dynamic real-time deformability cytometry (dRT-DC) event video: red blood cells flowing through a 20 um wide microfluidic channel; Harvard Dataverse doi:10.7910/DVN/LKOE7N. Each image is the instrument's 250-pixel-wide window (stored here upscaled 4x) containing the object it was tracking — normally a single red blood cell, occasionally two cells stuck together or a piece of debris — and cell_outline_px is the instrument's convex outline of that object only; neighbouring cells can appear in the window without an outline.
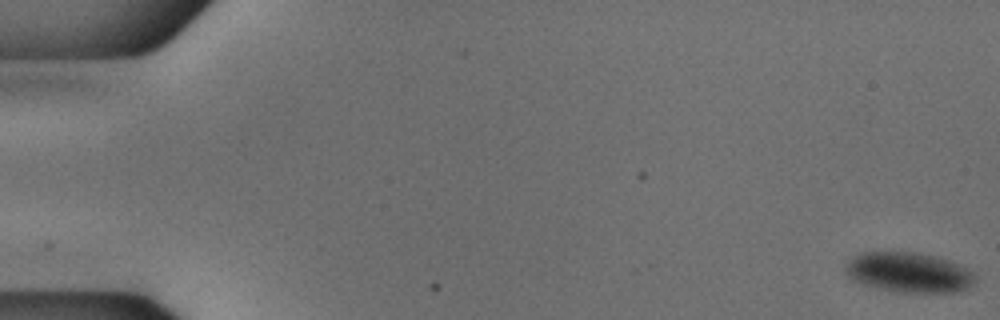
{"species": "common noctule bat (a hibernating species)", "species_latin": "Nyctalus noctula", "temperature_condition": "cold", "stored_images_in_passage": 55, "camera_frame_rate_fps": 3000, "um_per_image_px": 0.085, "animal": {"sex": "male", "body_mass_g": 18.8}, "frame": {"image": 1, "passage_image": 1, "time_ms": 0.0, "image_size_px": [1000, 320], "cell_outline_px": [[976, 280], [952, 292], [904, 292], [864, 284], [852, 280], [844, 272], [844, 264], [848, 260], [860, 252], [912, 252], [932, 256], [948, 260], [968, 268], [972, 272]], "centroid_in_image_um": [77.16, 23.13], "position_along_channel_um": 7.8, "area_um2": 29.59}}
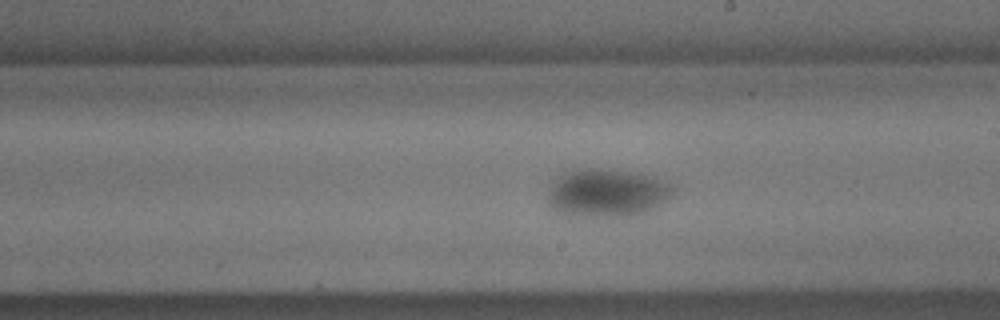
{"frame": {"image": 2, "passage_image": 32, "time_ms": 10.333, "image_size_px": [1000, 320], "cell_outline_px": [[676, 188], [672, 196], [652, 208], [644, 212], [632, 216], [600, 216], [556, 212], [548, 204], [548, 192], [552, 180], [564, 172], [572, 168], [592, 168], [628, 172], [652, 176], [664, 180]], "centroid_in_image_um": [51.56, 16.37], "position_along_channel_um": 237.4, "area_um2": 34.91}}
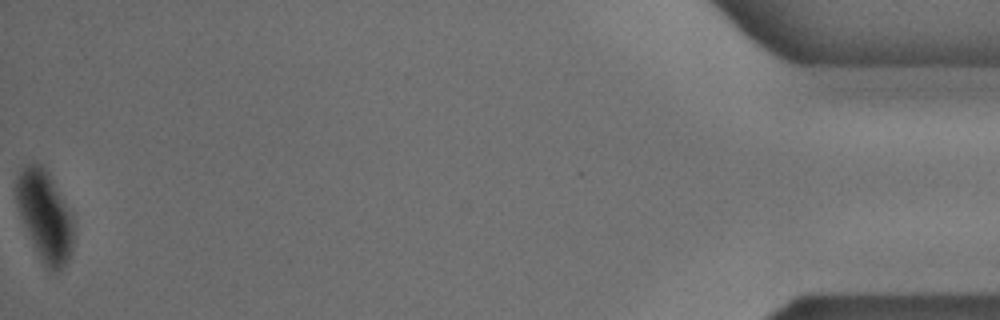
{"frame": {"image": 3, "passage_image": 55, "time_ms": 18.0, "image_size_px": [1000, 320], "cell_outline_px": [[72, 248], [68, 260], [64, 268], [56, 272], [52, 272], [40, 260], [20, 216], [16, 204], [16, 176], [20, 168], [24, 164], [32, 160], [40, 164], [48, 172], [68, 208], [72, 216]], "centroid_in_image_um": [3.77, 18.31], "position_along_channel_um": 431.4, "area_um2": 30.17}}